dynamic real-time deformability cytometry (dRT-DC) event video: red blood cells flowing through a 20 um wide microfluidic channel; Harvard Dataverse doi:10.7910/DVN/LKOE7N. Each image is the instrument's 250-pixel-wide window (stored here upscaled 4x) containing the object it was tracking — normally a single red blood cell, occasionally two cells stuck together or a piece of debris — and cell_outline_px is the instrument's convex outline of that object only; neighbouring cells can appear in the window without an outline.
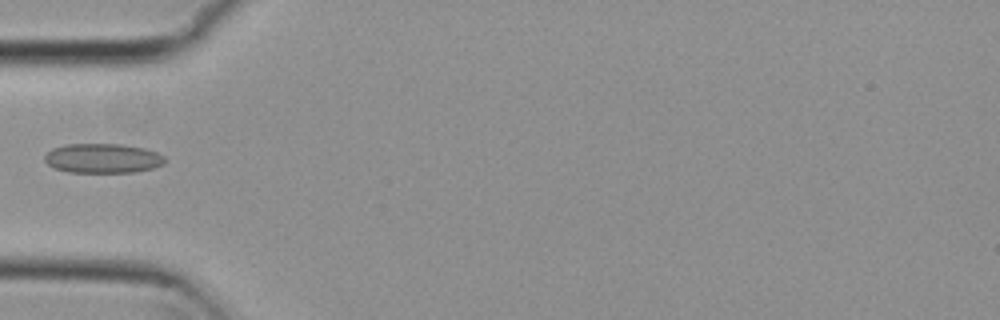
{"species": "common noctule bat (a hibernating species)", "species_latin": "Nyctalus noctula", "temperature_condition": "cold", "stored_images_in_passage": 4, "camera_frame_rate_fps": 3000, "um_per_image_px": 0.085, "animal": {"sex": "female", "body_mass_g": 29.2, "forearm_length_mm": 56.3}, "frame": {"image": 1, "passage_image": 4, "time_ms": 1.0, "image_size_px": [1000, 320], "cell_outline_px": [[164, 164], [152, 168], [132, 172], [68, 172], [56, 168], [48, 164], [44, 160], [44, 156], [52, 148], [64, 144], [120, 144], [144, 148], [156, 152], [164, 156]], "centroid_in_image_um": [8.71, 13.45], "position_along_channel_um": 76.3, "area_um2": 20.58}}